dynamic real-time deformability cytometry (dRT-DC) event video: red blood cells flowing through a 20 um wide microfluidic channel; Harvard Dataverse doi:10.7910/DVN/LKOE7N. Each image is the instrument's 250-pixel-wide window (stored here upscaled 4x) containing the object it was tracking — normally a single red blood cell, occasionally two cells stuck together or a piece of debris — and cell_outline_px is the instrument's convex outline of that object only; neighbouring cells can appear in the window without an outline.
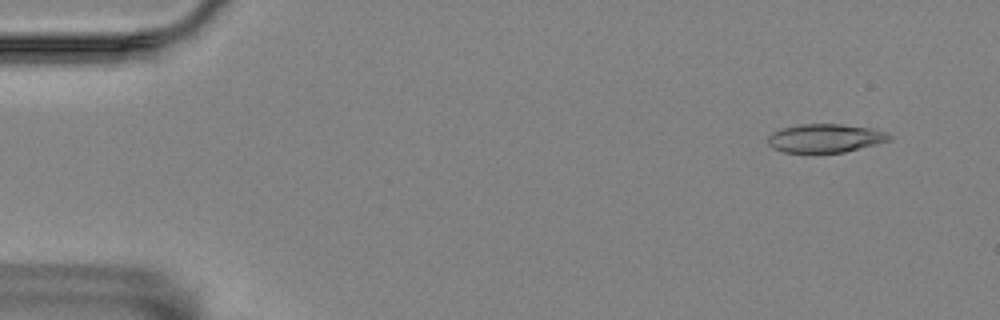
{"species": "Egyptian fruit bat (a non-hibernating species)", "species_latin": "Rousettus aegyptiacus", "temperature_condition": "room temperature", "stored_images_in_passage": 54, "camera_frame_rate_fps": 3000, "um_per_image_px": 0.085, "animal": {"sex": "female"}, "frame": {"image": 1, "passage_image": 2, "time_ms": 0.333, "image_size_px": [1000, 320], "cell_outline_px": [[892, 140], [844, 152], [780, 152], [772, 148], [768, 144], [768, 136], [772, 132], [780, 128], [800, 124], [840, 124], [872, 128], [888, 132], [892, 136]], "centroid_in_image_um": [70.14, 11.74], "position_along_channel_um": 14.9, "area_um2": 20.35}}
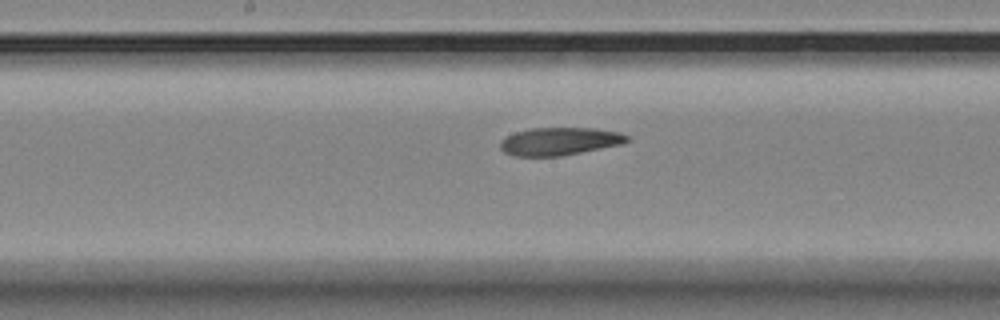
{"frame": {"image": 2, "passage_image": 27, "time_ms": 8.667, "image_size_px": [1000, 320], "cell_outline_px": [[632, 140], [620, 144], [560, 156], [512, 156], [504, 152], [500, 148], [500, 140], [516, 132], [532, 128], [596, 128], [620, 132], [628, 136]], "centroid_in_image_um": [47.56, 12.01], "position_along_channel_um": 200.6, "area_um2": 20.46}}
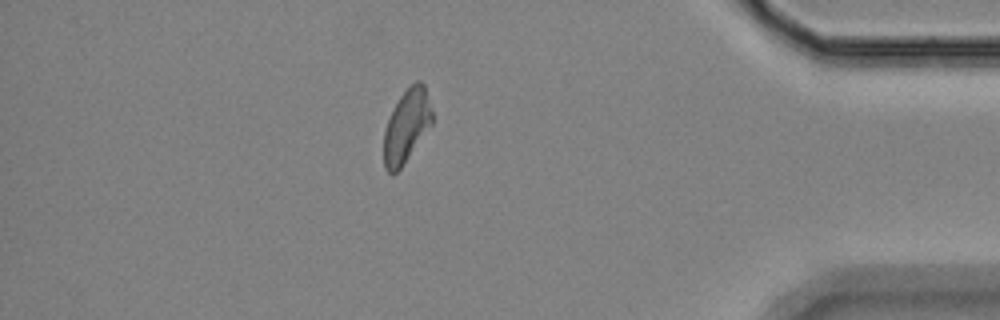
{"frame": {"image": 3, "passage_image": 47, "time_ms": 15.333, "image_size_px": [1000, 320], "cell_outline_px": [[432, 124], [400, 168], [396, 172], [388, 172], [384, 168], [384, 128], [400, 96], [416, 80], [420, 80], [424, 84], [432, 108]], "centroid_in_image_um": [34.57, 10.69], "position_along_channel_um": 400.6, "area_um2": 20.17}, "authors_computed_cell_mechanics": {"area_um2": 20.8947, "velocity_mm_per_s": 3.5285, "shape_relaxation_time_tau1_ms": 6.5104, "shape_relaxation_time_tau2_ms": 6.7971, "deformation_change_tau1": 0.159, "deformation_change_tau2": 0.1391}}